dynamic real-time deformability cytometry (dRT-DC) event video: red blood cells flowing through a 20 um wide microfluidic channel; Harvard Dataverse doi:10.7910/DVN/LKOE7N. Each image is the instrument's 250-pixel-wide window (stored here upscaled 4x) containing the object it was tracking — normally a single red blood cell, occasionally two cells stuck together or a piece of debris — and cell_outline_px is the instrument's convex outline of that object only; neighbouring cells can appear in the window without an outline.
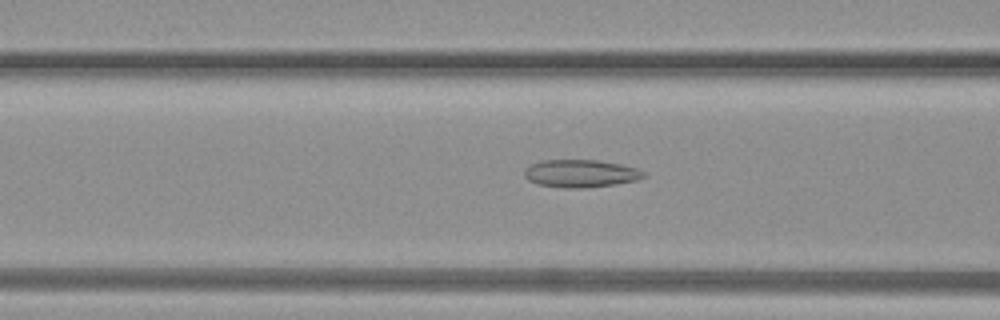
{"species": "common noctule bat (a hibernating species)", "species_latin": "Nyctalus noctula", "temperature_condition": "warm", "stored_images_in_passage": 34, "camera_frame_rate_fps": 3000, "um_per_image_px": 0.085, "animal": {"sex": "female", "body_mass_g": 19.3, "forearm_length_mm": 54.1}, "frame": {"image": 1, "passage_image": 8, "time_ms": 2.333, "image_size_px": [1000, 320], "cell_outline_px": [[644, 176], [636, 180], [616, 184], [584, 188], [564, 188], [536, 184], [528, 180], [524, 176], [524, 168], [540, 160], [596, 160], [620, 164], [636, 168], [644, 172]], "centroid_in_image_um": [49.3, 14.75], "position_along_channel_um": 117.3, "area_um2": 19.25}}
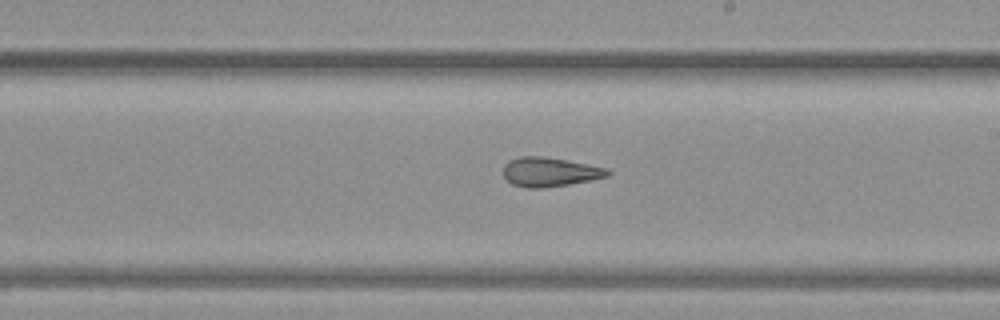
{"frame": {"image": 2, "passage_image": 16, "time_ms": 5.0, "image_size_px": [1000, 320], "cell_outline_px": [[612, 172], [608, 176], [592, 180], [544, 188], [528, 188], [512, 184], [504, 176], [504, 164], [508, 160], [520, 156], [540, 156], [564, 160], [608, 168]], "centroid_in_image_um": [46.73, 14.62], "position_along_channel_um": 242.3, "area_um2": 17.69}}
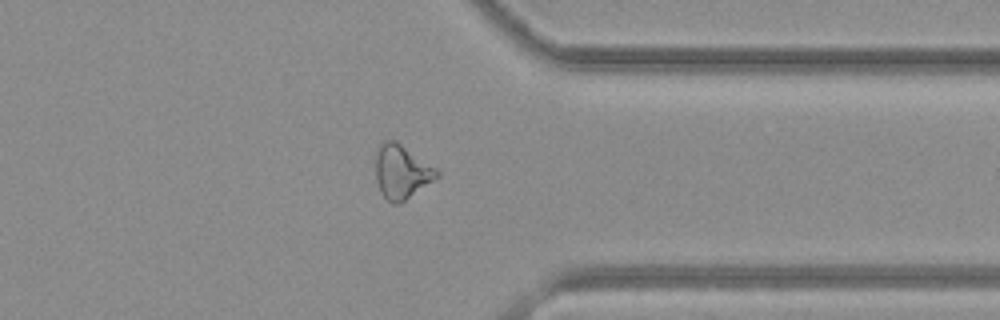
{"frame": {"image": 3, "passage_image": 25, "time_ms": 8.0, "image_size_px": [1000, 320], "cell_outline_px": [[440, 176], [400, 204], [392, 204], [380, 192], [376, 180], [376, 152], [380, 144], [384, 140], [396, 140], [436, 168], [440, 172]], "centroid_in_image_um": [34.13, 14.6], "position_along_channel_um": 377.3, "area_um2": 19.31}}